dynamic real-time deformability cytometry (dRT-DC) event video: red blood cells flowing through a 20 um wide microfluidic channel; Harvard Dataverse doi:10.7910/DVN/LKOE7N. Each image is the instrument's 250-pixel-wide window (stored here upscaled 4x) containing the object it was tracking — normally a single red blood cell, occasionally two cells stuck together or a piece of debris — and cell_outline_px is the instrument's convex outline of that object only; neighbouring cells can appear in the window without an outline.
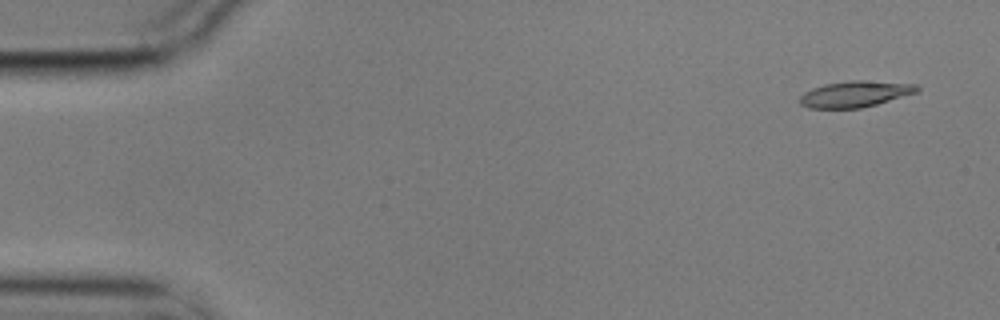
{"species": "common noctule bat (a hibernating species)", "species_latin": "Nyctalus noctula", "temperature_condition": "cold", "stored_images_in_passage": 4, "camera_frame_rate_fps": 3000, "um_per_image_px": 0.085, "animal": {"sex": "male", "body_mass_g": 17.9}, "frame": {"image": 1, "passage_image": 1, "time_ms": 0.0, "image_size_px": [1000, 320], "cell_outline_px": [[920, 88], [916, 92], [876, 104], [860, 108], [808, 108], [800, 104], [800, 96], [804, 92], [812, 88], [824, 84], [848, 80], [864, 80], [916, 84]], "centroid_in_image_um": [72.64, 7.98], "position_along_channel_um": 12.4, "area_um2": 17.74}}
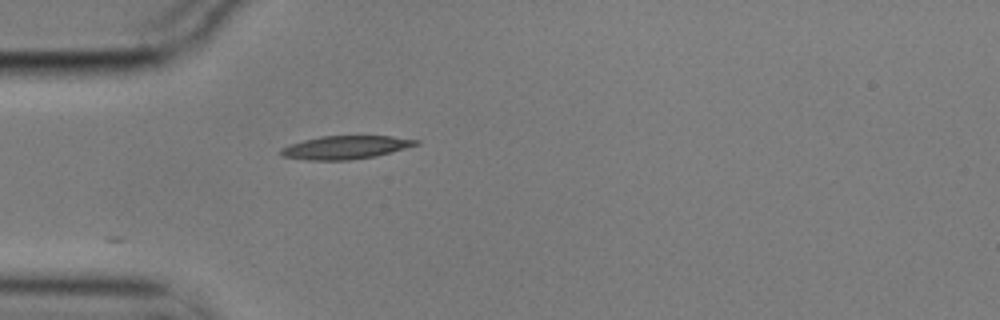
{"frame": {"image": 2, "passage_image": 4, "time_ms": 1.0, "image_size_px": [1000, 320], "cell_outline_px": [[420, 144], [392, 152], [376, 156], [348, 160], [308, 160], [280, 156], [280, 148], [304, 140], [320, 136], [392, 136], [420, 140]], "centroid_in_image_um": [29.39, 12.53], "position_along_channel_um": 55.6, "area_um2": 18.32}}